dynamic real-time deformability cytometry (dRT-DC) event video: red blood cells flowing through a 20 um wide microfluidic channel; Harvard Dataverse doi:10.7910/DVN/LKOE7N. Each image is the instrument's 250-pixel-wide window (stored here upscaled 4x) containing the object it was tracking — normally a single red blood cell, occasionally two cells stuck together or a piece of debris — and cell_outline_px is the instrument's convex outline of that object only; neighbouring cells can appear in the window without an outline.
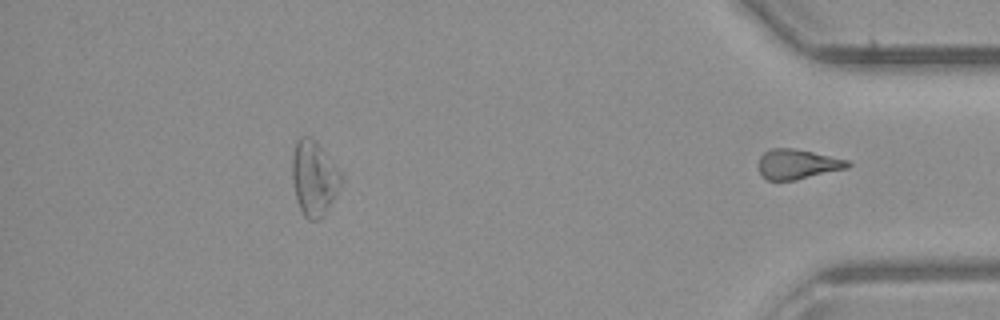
{"species": "common noctule bat (a hibernating species)", "species_latin": "Nyctalus noctula", "temperature_condition": "room temperature", "stored_images_in_passage": 35, "segment_of_instrument_passage": [2, 2], "camera_frame_rate_fps": 3000, "um_per_image_px": 0.085, "animal": {"sex": "male", "body_mass_g": 23.1, "forearm_length_mm": 52.7}, "frame": {"image": 1, "passage_image": 35, "time_ms": 11.333, "image_size_px": [1000, 320], "cell_outline_px": [[852, 164], [848, 168], [796, 180], [768, 180], [760, 172], [756, 164], [760, 156], [764, 152], [772, 148], [792, 148], [812, 152], [848, 160]], "centroid_in_image_um": [67.77, 13.95], "position_along_channel_um": 367.4, "area_um2": 15.55}}